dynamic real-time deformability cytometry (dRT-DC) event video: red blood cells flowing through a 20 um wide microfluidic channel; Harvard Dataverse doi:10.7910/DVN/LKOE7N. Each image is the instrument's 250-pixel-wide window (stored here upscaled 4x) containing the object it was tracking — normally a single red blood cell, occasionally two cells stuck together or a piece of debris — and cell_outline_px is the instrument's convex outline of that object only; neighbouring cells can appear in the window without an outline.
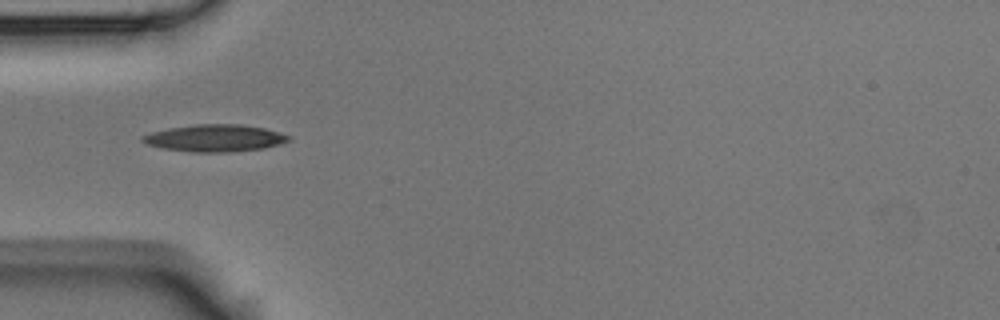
{"species": "Egyptian fruit bat (a non-hibernating species)", "species_latin": "Rousettus aegyptiacus", "temperature_condition": "room temperature", "stored_images_in_passage": 6, "camera_frame_rate_fps": 3000, "um_per_image_px": 0.085, "animal": {"sex": "male"}, "frame": {"image": 1, "passage_image": 4, "time_ms": 1.0, "image_size_px": [1000, 320], "cell_outline_px": [[292, 140], [280, 144], [264, 148], [232, 152], [192, 152], [160, 148], [148, 144], [140, 140], [140, 136], [152, 132], [172, 128], [196, 124], [240, 124], [264, 128], [280, 132], [292, 136]], "centroid_in_image_um": [18.3, 11.74], "position_along_channel_um": 66.7, "area_um2": 23.18}}
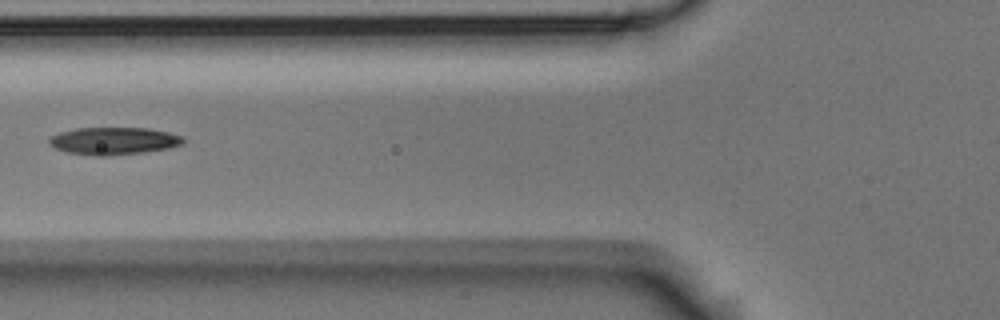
{"frame": {"image": 2, "passage_image": 5, "time_ms": 1.333, "image_size_px": [1000, 320], "cell_outline_px": [[184, 144], [168, 148], [140, 152], [104, 156], [96, 156], [68, 152], [56, 148], [48, 144], [48, 140], [52, 136], [60, 132], [76, 128], [148, 128], [168, 132], [184, 136]], "centroid_in_image_um": [9.67, 11.97], "position_along_channel_um": 116.1, "area_um2": 21.27}}
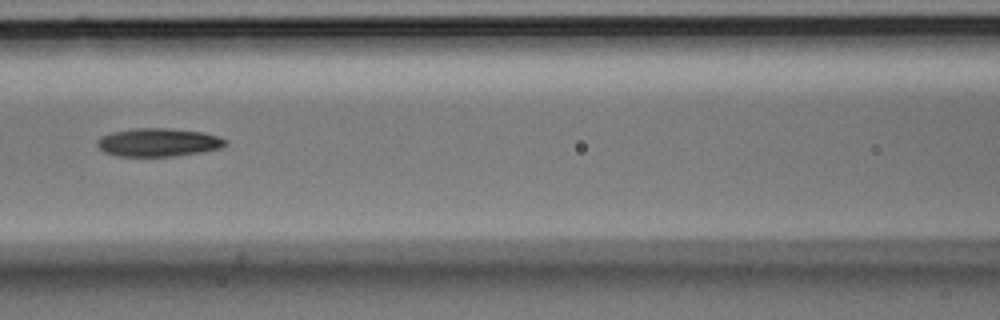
{"frame": {"image": 3, "passage_image": 6, "time_ms": 1.667, "image_size_px": [1000, 320], "cell_outline_px": [[228, 144], [220, 148], [200, 152], [172, 156], [116, 156], [104, 152], [96, 144], [96, 140], [100, 136], [112, 132], [136, 128], [168, 128], [204, 132], [220, 136], [228, 140]], "centroid_in_image_um": [13.47, 12.09], "position_along_channel_um": 153.1, "area_um2": 21.27}}